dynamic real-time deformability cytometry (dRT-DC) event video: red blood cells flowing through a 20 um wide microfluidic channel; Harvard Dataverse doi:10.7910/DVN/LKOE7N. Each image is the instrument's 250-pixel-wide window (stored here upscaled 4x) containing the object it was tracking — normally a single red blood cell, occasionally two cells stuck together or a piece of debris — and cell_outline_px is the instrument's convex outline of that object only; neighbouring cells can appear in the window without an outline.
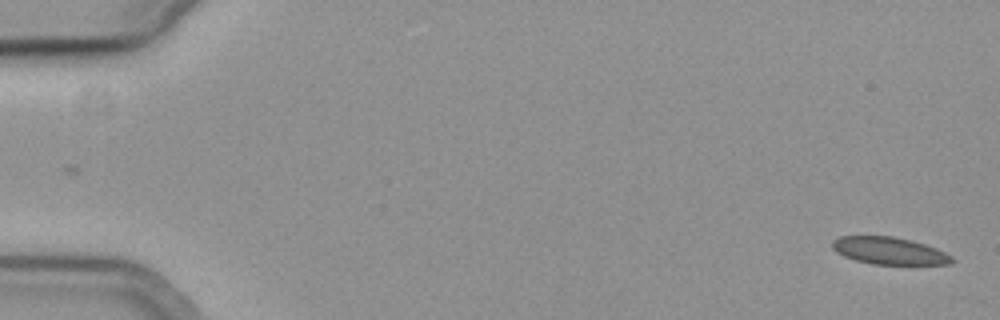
{"species": "common noctule bat (a hibernating species)", "species_latin": "Nyctalus noctula", "temperature_condition": "cold", "stored_images_in_passage": 5, "camera_frame_rate_fps": 3000, "um_per_image_px": 0.085, "animal": {"sex": "female", "body_mass_g": 19.3, "forearm_length_mm": 54.1}, "frame": {"image": 1, "passage_image": 1, "time_ms": 0.0, "image_size_px": [1000, 320], "cell_outline_px": [[956, 260], [952, 264], [872, 264], [856, 260], [844, 256], [836, 252], [832, 248], [832, 240], [840, 236], [892, 236], [924, 244], [936, 248], [952, 256]], "centroid_in_image_um": [75.58, 21.32], "position_along_channel_um": 9.4, "area_um2": 18.9}}